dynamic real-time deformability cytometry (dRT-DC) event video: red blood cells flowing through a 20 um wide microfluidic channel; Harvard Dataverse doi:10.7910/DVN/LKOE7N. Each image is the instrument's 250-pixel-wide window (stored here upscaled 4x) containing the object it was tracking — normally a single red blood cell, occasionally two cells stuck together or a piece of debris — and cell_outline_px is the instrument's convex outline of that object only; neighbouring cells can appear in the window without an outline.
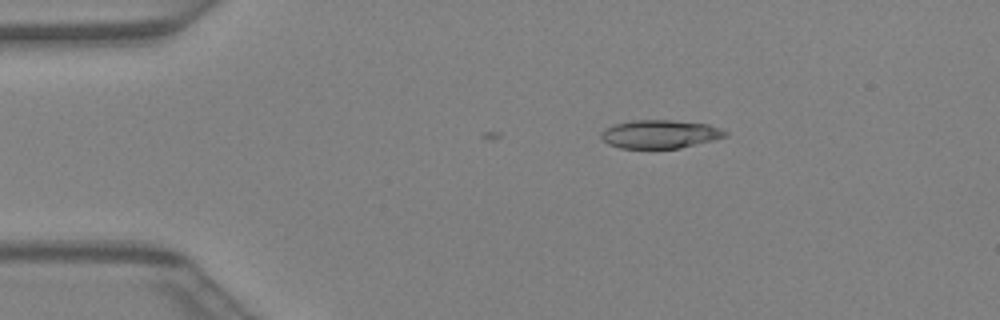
{"species": "Egyptian fruit bat (a non-hibernating species)", "species_latin": "Rousettus aegyptiacus", "temperature_condition": "warm", "stored_images_in_passage": 3, "camera_frame_rate_fps": 3000, "um_per_image_px": 0.085, "animal": {"sex": "female"}, "frame": {"image": 1, "passage_image": 1, "time_ms": 0.0, "image_size_px": [1000, 320], "cell_outline_px": [[728, 136], [680, 148], [620, 148], [608, 144], [600, 136], [600, 132], [604, 128], [612, 124], [632, 120], [672, 120], [708, 124], [720, 128], [728, 132]], "centroid_in_image_um": [56.07, 11.39], "position_along_channel_um": 28.9, "area_um2": 20.63}}